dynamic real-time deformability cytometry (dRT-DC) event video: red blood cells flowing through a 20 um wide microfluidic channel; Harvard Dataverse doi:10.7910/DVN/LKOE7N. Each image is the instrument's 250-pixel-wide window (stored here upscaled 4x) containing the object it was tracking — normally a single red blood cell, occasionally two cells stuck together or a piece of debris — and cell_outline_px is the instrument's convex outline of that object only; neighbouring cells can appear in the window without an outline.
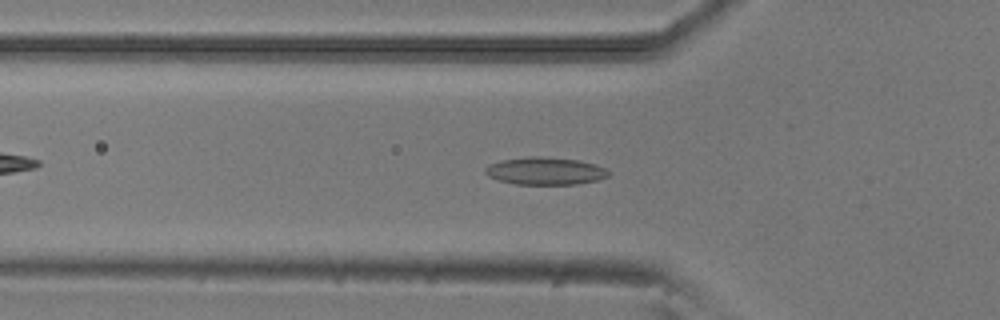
{"species": "common noctule bat (a hibernating species)", "species_latin": "Nyctalus noctula", "temperature_condition": "room temperature", "stored_images_in_passage": 3, "camera_frame_rate_fps": 3000, "um_per_image_px": 0.085, "animal": {"sex": "male", "body_mass_g": 20.5, "forearm_length_mm": 52.5}, "frame": {"image": 1, "passage_image": 2, "time_ms": 0.333, "image_size_px": [1000, 320], "cell_outline_px": [[608, 176], [596, 180], [576, 184], [516, 184], [500, 180], [488, 176], [484, 172], [484, 168], [488, 164], [500, 160], [528, 156], [544, 156], [580, 160], [596, 164], [604, 168], [608, 172]], "centroid_in_image_um": [46.3, 14.51], "position_along_channel_um": 79.5, "area_um2": 19.83}}
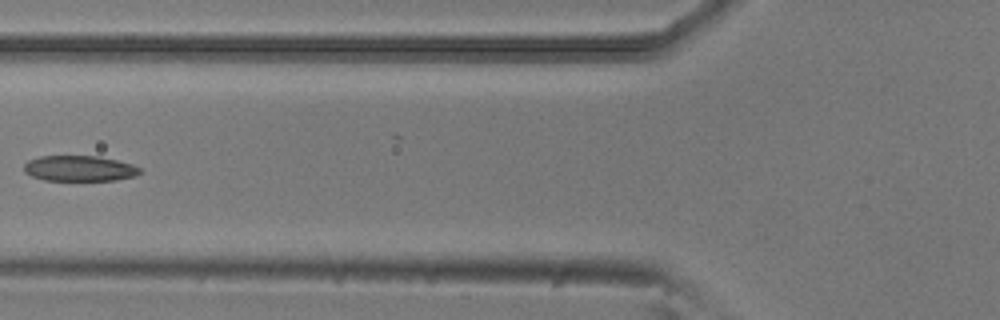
{"frame": {"image": 2, "passage_image": 3, "time_ms": 0.667, "image_size_px": [1000, 320], "cell_outline_px": [[140, 172], [136, 176], [116, 180], [44, 180], [32, 176], [24, 172], [24, 164], [28, 160], [40, 156], [96, 156], [116, 160], [132, 164], [140, 168]], "centroid_in_image_um": [6.74, 14.31], "position_along_channel_um": 119.1, "area_um2": 17.22}}